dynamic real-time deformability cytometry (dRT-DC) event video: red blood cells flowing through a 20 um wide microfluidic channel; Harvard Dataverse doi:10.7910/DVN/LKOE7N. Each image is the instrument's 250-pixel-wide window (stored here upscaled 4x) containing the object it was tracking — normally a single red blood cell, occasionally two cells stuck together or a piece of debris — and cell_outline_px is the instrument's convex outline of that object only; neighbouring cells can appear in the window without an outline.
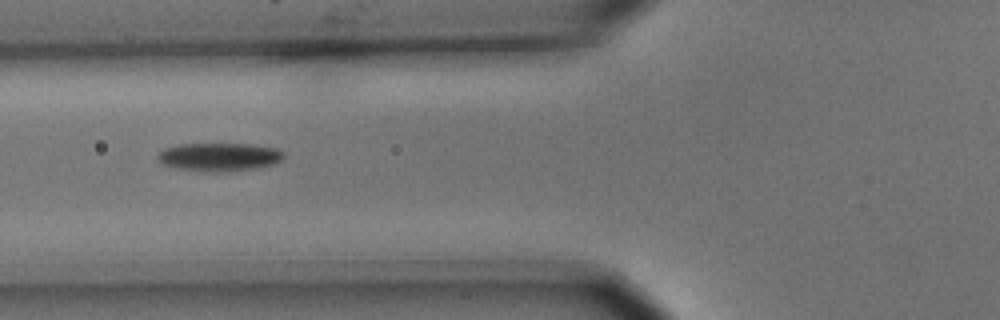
{"species": "common noctule bat (a hibernating species)", "species_latin": "Nyctalus noctula", "temperature_condition": "cold", "stored_images_in_passage": 12, "camera_frame_rate_fps": 3000, "um_per_image_px": 0.085, "animal": {"sex": "male", "body_mass_g": 15.6}, "frame": {"image": 1, "passage_image": 8, "time_ms": 2.333, "image_size_px": [1000, 320], "cell_outline_px": [[284, 156], [280, 160], [272, 164], [256, 168], [212, 172], [176, 168], [160, 164], [156, 160], [156, 156], [164, 148], [180, 144], [252, 144], [276, 148], [284, 152]], "centroid_in_image_um": [18.58, 13.33], "position_along_channel_um": 107.2, "area_um2": 20.69}}
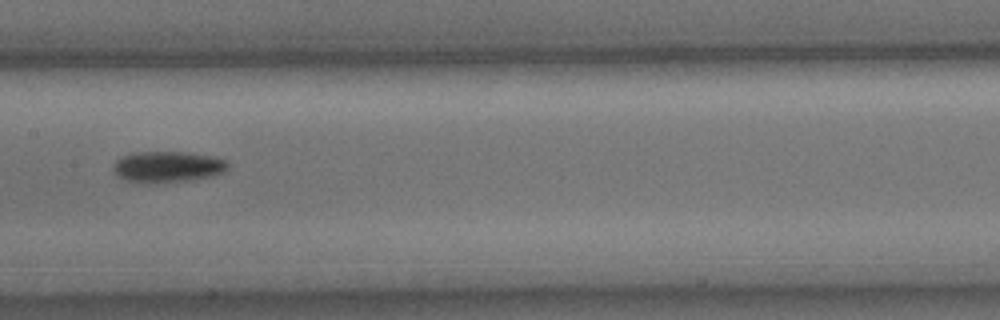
{"frame": {"image": 2, "passage_image": 10, "time_ms": 3.0, "image_size_px": [1000, 320], "cell_outline_px": [[228, 168], [224, 172], [212, 176], [192, 180], [148, 184], [128, 180], [120, 176], [112, 168], [116, 160], [120, 156], [136, 152], [184, 152], [212, 156], [228, 160]], "centroid_in_image_um": [14.27, 14.18], "position_along_channel_um": 193.1, "area_um2": 20.87}}
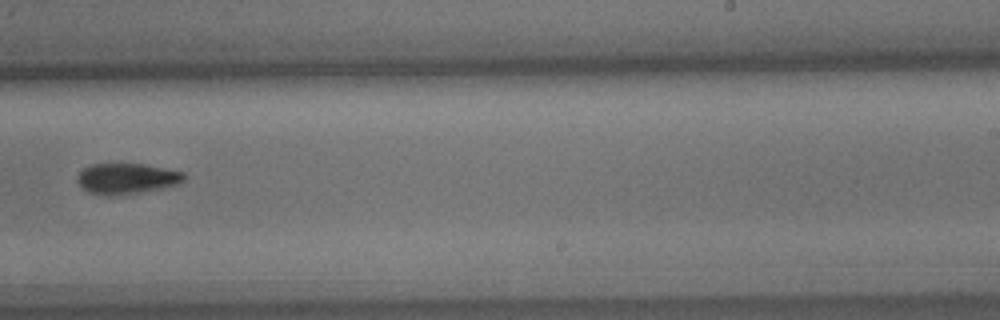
{"frame": {"image": 3, "passage_image": 12, "time_ms": 3.667, "image_size_px": [1000, 320], "cell_outline_px": [[184, 180], [180, 184], [164, 188], [140, 192], [108, 196], [88, 192], [76, 180], [80, 172], [84, 168], [92, 164], [144, 164], [184, 172]], "centroid_in_image_um": [10.8, 15.18], "position_along_channel_um": 278.2, "area_um2": 18.96}}